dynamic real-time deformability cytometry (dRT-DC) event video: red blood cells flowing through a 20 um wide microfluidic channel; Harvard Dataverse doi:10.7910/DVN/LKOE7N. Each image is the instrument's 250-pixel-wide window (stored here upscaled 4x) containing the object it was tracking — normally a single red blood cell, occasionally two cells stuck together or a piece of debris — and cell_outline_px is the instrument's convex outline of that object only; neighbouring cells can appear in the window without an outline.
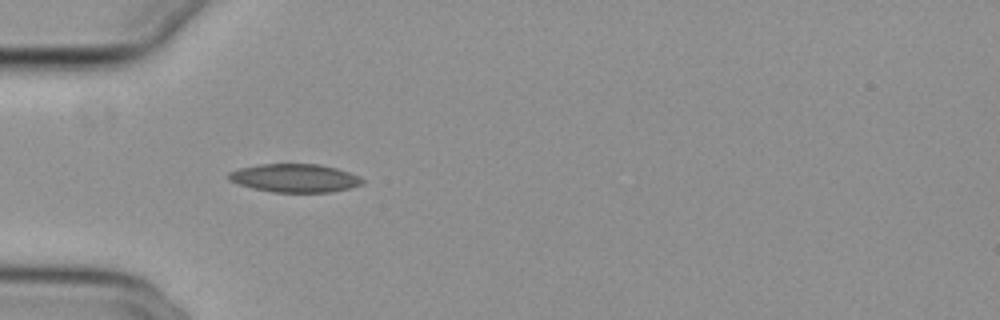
{"species": "common noctule bat (a hibernating species)", "species_latin": "Nyctalus noctula", "temperature_condition": "cold", "stored_images_in_passage": 39, "camera_frame_rate_fps": 3000, "um_per_image_px": 0.085, "animal": {"sex": "female", "body_mass_g": 29.2, "forearm_length_mm": 56.3}, "frame": {"image": 1, "passage_image": 1, "time_ms": 0.0, "image_size_px": [1000, 320], "cell_outline_px": [[364, 184], [332, 192], [272, 192], [252, 188], [228, 180], [228, 172], [240, 168], [260, 164], [320, 164], [336, 168], [360, 176], [364, 180]], "centroid_in_image_um": [25.07, 15.13], "position_along_channel_um": 59.9, "area_um2": 22.08}}
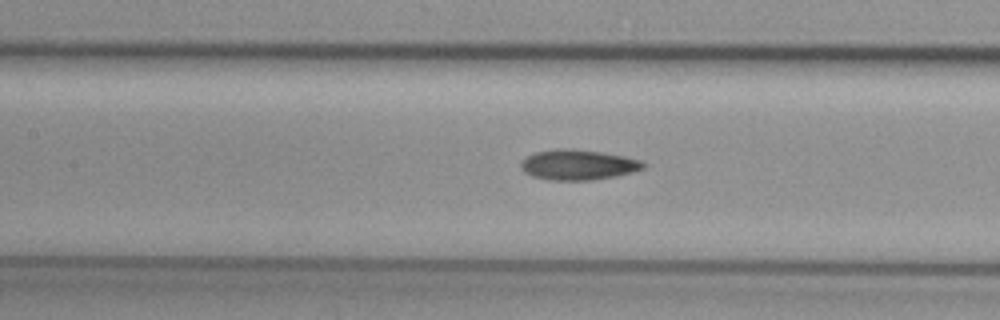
{"frame": {"image": 2, "passage_image": 9, "time_ms": 2.667, "image_size_px": [1000, 320], "cell_outline_px": [[648, 164], [644, 168], [632, 172], [616, 176], [592, 180], [548, 180], [532, 176], [524, 172], [520, 168], [520, 160], [536, 152], [556, 148], [572, 148], [600, 152], [624, 156], [640, 160]], "centroid_in_image_um": [49.12, 14.0], "position_along_channel_um": 158.3, "area_um2": 21.79}}
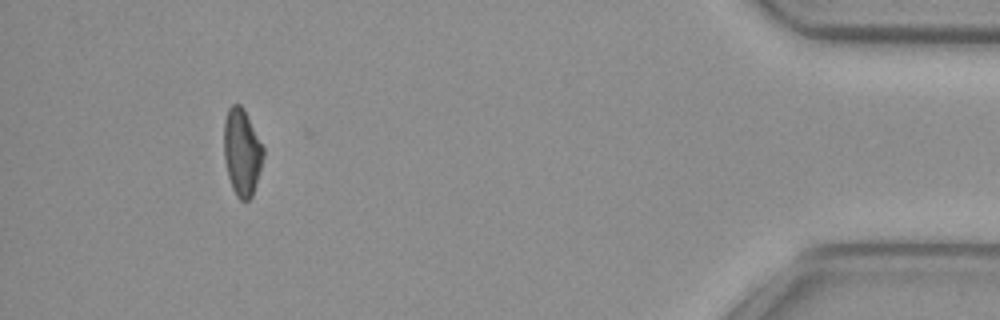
{"frame": {"image": 3, "passage_image": 34, "time_ms": 11.0, "image_size_px": [1000, 320], "cell_outline_px": [[264, 156], [252, 196], [248, 200], [240, 200], [236, 196], [232, 188], [228, 176], [224, 160], [224, 120], [228, 108], [232, 104], [240, 104], [244, 108], [264, 148]], "centroid_in_image_um": [20.55, 12.92], "position_along_channel_um": 414.6, "area_um2": 20.0}, "authors_computed_cell_mechanics": {"area_um2": 20.3456, "velocity_mm_per_s": 3.8571, "shape_relaxation_time_tau1_ms": null, "shape_relaxation_time_tau2_ms": 4.4966, "deformation_change_tau1": null, "deformation_change_tau2": 0.1139}}